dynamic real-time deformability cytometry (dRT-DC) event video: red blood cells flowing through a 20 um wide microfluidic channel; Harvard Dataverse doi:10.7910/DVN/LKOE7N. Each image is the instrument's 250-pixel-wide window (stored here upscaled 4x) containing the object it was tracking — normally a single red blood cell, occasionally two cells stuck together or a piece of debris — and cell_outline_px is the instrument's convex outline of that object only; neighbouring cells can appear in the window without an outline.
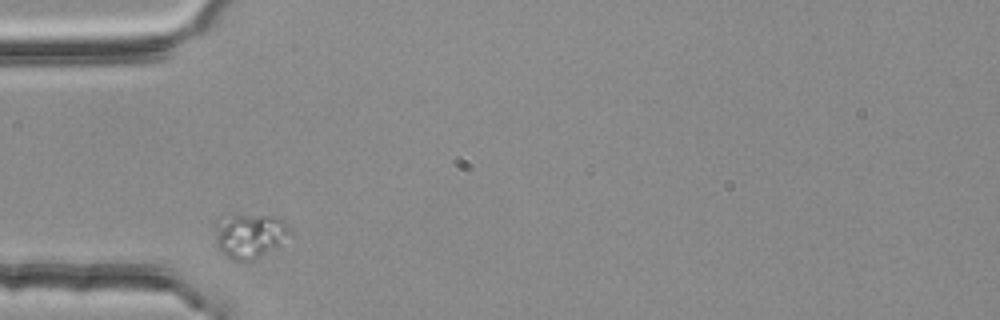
{"species": "common noctule bat (a hibernating species)", "species_latin": "Nyctalus noctula", "temperature_condition": "room temperature", "stored_images_in_passage": 30, "camera_frame_rate_fps": 3000, "um_per_image_px": 0.085, "animal": {"sex": "female", "body_mass_g": 25.1}, "frame": {"image": 1, "passage_image": 1, "time_ms": 0.0, "image_size_px": [1000, 320], "cell_outline_px": [[292, 232], [280, 244], [260, 256], [252, 260], [232, 260], [220, 252], [216, 244], [212, 228], [212, 220], [228, 212], [232, 212], [272, 216], [284, 220]], "centroid_in_image_um": [21.09, 19.94], "position_along_channel_um": 63.9, "area_um2": 20.52}}